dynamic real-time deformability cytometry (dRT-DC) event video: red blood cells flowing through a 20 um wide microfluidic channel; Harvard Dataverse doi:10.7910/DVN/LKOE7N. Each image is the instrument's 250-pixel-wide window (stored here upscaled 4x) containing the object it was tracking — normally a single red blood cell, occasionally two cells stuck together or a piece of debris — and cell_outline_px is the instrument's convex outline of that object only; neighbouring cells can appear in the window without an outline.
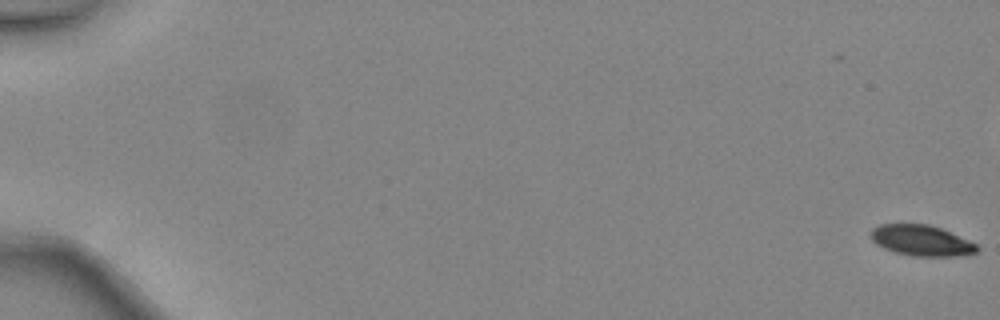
{"species": "common noctule bat (a hibernating species)", "species_latin": "Nyctalus noctula", "temperature_condition": "warm", "stored_images_in_passage": 50, "camera_frame_rate_fps": 3000, "um_per_image_px": 0.085, "animal": {"sex": "female", "body_mass_g": 24.6, "forearm_length_mm": 56.2}, "frame": {"image": 1, "passage_image": 1, "time_ms": 0.0, "image_size_px": [1000, 320], "cell_outline_px": [[980, 248], [976, 252], [968, 256], [912, 256], [896, 252], [884, 248], [876, 244], [872, 240], [872, 228], [880, 224], [928, 224], [940, 228], [976, 244]], "centroid_in_image_um": [78.34, 20.45], "position_along_channel_um": 6.7, "area_um2": 18.9}}
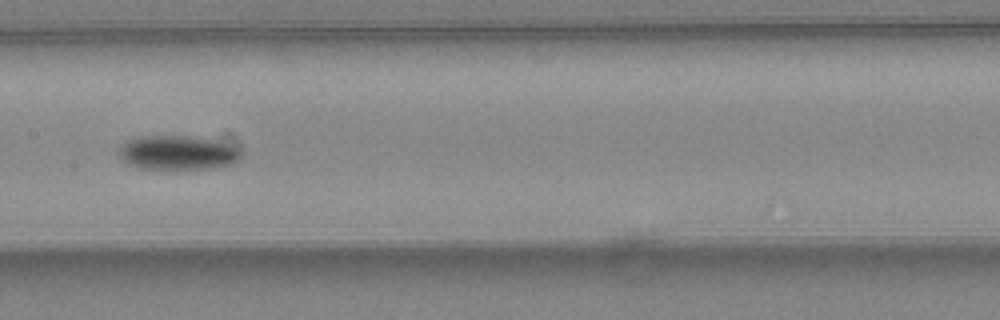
{"frame": {"image": 2, "passage_image": 27, "time_ms": 8.667, "image_size_px": [1000, 320], "cell_outline_px": [[244, 152], [240, 160], [236, 164], [216, 168], [136, 168], [120, 160], [120, 148], [124, 140], [140, 136], [196, 136], [236, 144]], "centroid_in_image_um": [15.2, 12.96], "position_along_channel_um": 192.2, "area_um2": 25.09}}
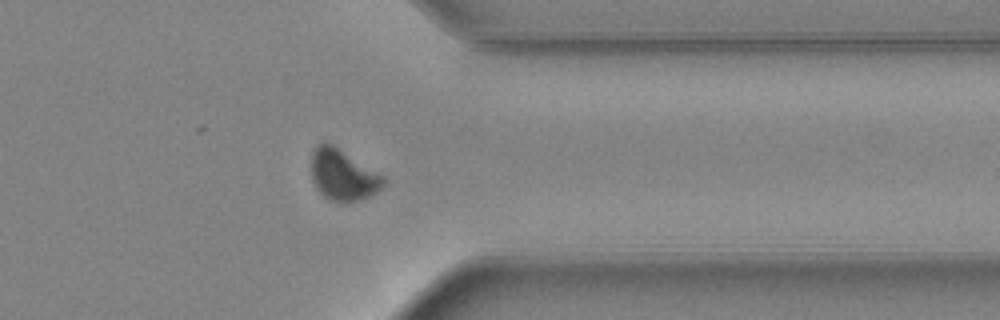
{"frame": {"image": 3, "passage_image": 40, "time_ms": 13.0, "image_size_px": [1000, 320], "cell_outline_px": [[388, 180], [376, 192], [360, 200], [332, 200], [324, 196], [316, 188], [312, 180], [312, 152], [316, 144], [324, 140], [332, 144], [384, 176]], "centroid_in_image_um": [29.13, 14.83], "position_along_channel_um": 382.3, "area_um2": 21.15}, "authors_computed_cell_mechanics": {"area_um2": 21.6172, "velocity_mm_per_s": 4.483, "shape_relaxation_time_tau1_ms": 1.8657, "shape_relaxation_time_tau2_ms": null, "deformation_change_tau1": 0.1017, "deformation_change_tau2": null}}